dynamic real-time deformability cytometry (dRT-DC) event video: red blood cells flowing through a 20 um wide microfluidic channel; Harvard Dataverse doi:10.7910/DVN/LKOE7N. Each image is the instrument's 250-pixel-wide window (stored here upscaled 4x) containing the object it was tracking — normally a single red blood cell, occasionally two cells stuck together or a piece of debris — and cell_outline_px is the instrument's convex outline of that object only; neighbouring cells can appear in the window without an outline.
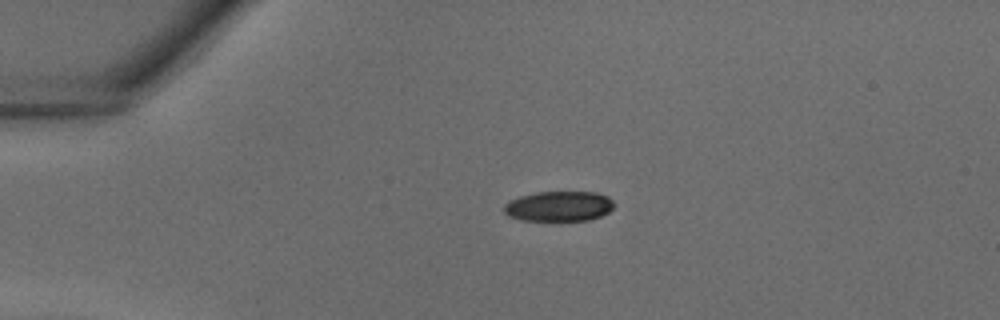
{"species": "common noctule bat (a hibernating species)", "species_latin": "Nyctalus noctula", "temperature_condition": "warm", "stored_images_in_passage": 31, "camera_frame_rate_fps": 3000, "um_per_image_px": 0.085, "animal": {"sex": "male", "body_mass_g": 18.8}, "frame": {"image": 1, "passage_image": 1, "time_ms": 0.0, "image_size_px": [1000, 320], "cell_outline_px": [[616, 204], [608, 212], [600, 216], [588, 220], [520, 220], [508, 216], [504, 212], [504, 204], [520, 196], [536, 192], [596, 192], [608, 196]], "centroid_in_image_um": [47.52, 17.52], "position_along_channel_um": 37.5, "area_um2": 19.31}}
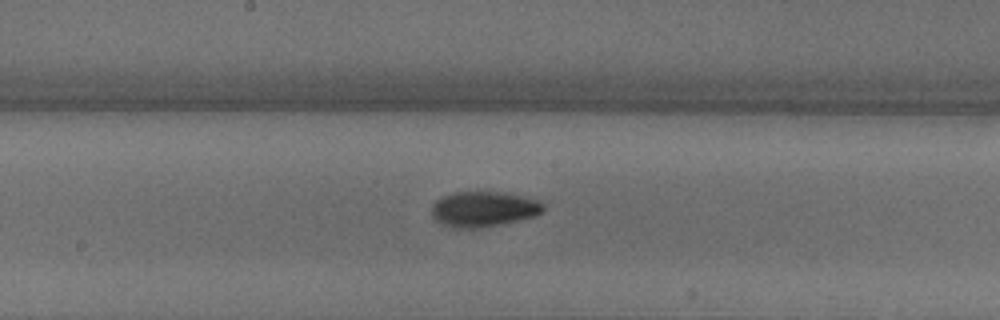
{"frame": {"image": 2, "passage_image": 13, "time_ms": 4.0, "image_size_px": [1000, 320], "cell_outline_px": [[544, 212], [536, 216], [500, 224], [480, 228], [456, 228], [444, 224], [436, 220], [432, 216], [432, 204], [440, 196], [452, 192], [504, 192], [536, 200], [544, 204]], "centroid_in_image_um": [41.09, 17.76], "position_along_channel_um": 207.1, "area_um2": 23.0}}
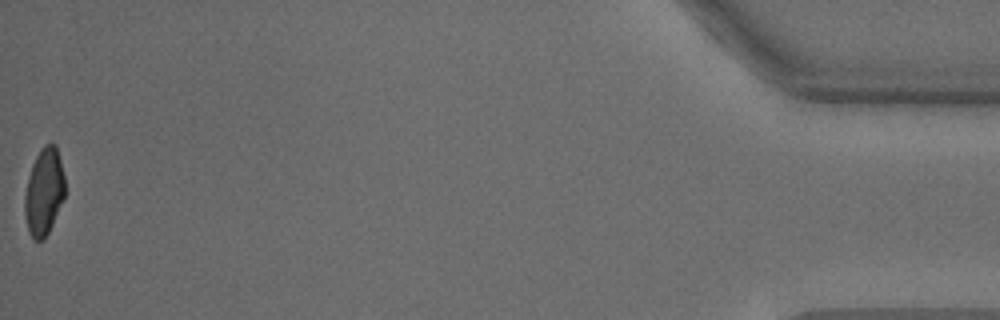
{"frame": {"image": 3, "passage_image": 31, "time_ms": 10.0, "image_size_px": [1000, 320], "cell_outline_px": [[64, 196], [52, 224], [44, 240], [32, 240], [28, 232], [24, 216], [24, 196], [28, 176], [32, 164], [40, 148], [44, 144], [56, 144], [64, 176]], "centroid_in_image_um": [3.71, 16.31], "position_along_channel_um": 431.5, "area_um2": 20.46}}